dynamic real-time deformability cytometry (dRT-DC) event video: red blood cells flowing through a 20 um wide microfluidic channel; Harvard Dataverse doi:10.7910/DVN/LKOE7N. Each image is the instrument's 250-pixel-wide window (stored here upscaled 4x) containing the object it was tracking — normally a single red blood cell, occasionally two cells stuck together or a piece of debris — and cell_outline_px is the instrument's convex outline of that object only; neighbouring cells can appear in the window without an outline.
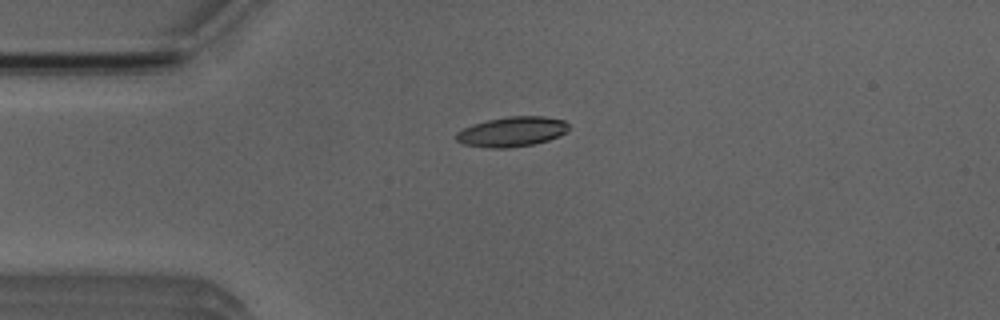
{"species": "Egyptian fruit bat (a non-hibernating species)", "species_latin": "Rousettus aegyptiacus", "temperature_condition": "room temperature", "stored_images_in_passage": 5, "camera_frame_rate_fps": 3000, "um_per_image_px": 0.085, "animal": {"sex": "male"}, "frame": {"image": 1, "passage_image": 5, "time_ms": 4.667, "image_size_px": [1000, 320], "cell_outline_px": [[568, 128], [560, 136], [548, 140], [532, 144], [508, 148], [492, 148], [464, 144], [456, 140], [456, 132], [472, 124], [488, 120], [508, 116], [544, 116], [564, 120], [568, 124]], "centroid_in_image_um": [43.51, 11.19], "position_along_channel_um": 41.5, "area_um2": 19.48}}